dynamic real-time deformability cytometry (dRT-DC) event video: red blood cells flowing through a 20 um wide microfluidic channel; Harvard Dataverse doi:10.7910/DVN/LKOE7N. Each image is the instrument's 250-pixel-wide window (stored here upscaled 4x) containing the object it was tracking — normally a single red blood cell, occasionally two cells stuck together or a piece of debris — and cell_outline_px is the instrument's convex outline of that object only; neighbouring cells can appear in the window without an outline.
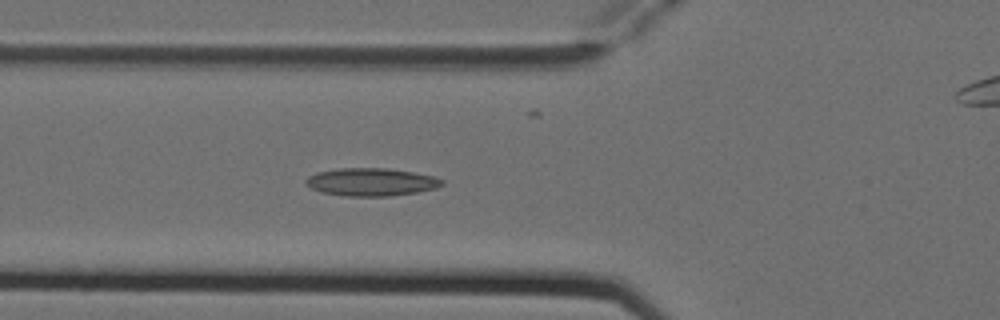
{"species": "Egyptian fruit bat (a non-hibernating species)", "species_latin": "Rousettus aegyptiacus", "temperature_condition": "cold", "stored_images_in_passage": 6, "camera_frame_rate_fps": 3000, "um_per_image_px": 0.085, "animal": {"sex": "female"}, "frame": {"image": 1, "passage_image": 5, "time_ms": 1.333, "image_size_px": [1000, 320], "cell_outline_px": [[444, 184], [436, 188], [416, 192], [388, 196], [344, 196], [320, 192], [304, 184], [304, 180], [308, 176], [316, 172], [340, 168], [384, 168], [412, 172], [436, 176], [444, 180]], "centroid_in_image_um": [31.53, 15.47], "position_along_channel_um": 94.3, "area_um2": 22.2}}